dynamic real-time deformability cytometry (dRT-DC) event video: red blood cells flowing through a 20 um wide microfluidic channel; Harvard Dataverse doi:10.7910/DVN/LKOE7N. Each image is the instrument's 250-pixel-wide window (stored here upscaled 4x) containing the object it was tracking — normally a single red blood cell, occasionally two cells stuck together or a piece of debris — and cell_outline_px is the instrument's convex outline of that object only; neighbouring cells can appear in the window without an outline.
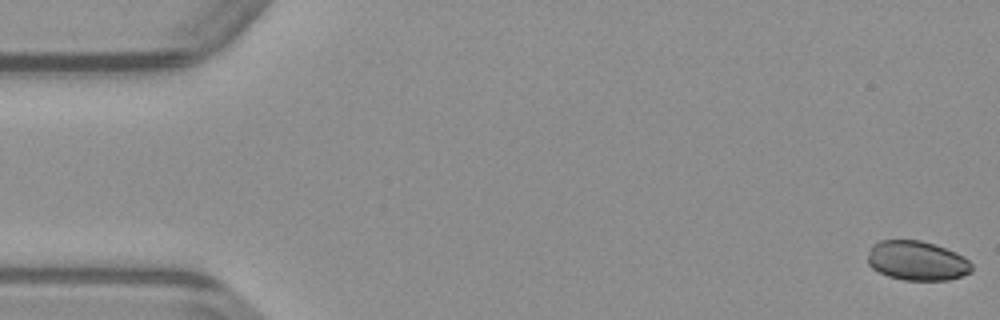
{"species": "common noctule bat (a hibernating species)", "species_latin": "Nyctalus noctula", "temperature_condition": "warm", "stored_images_in_passage": 49, "camera_frame_rate_fps": 3000, "um_per_image_px": 0.085, "animal": {"sex": "male", "body_mass_g": 23.1, "forearm_length_mm": 52.7}, "frame": {"image": 1, "passage_image": 1, "time_ms": 0.0, "image_size_px": [1000, 320], "cell_outline_px": [[972, 272], [948, 280], [904, 280], [888, 276], [872, 268], [868, 264], [868, 252], [872, 244], [880, 240], [920, 240], [956, 252], [964, 256], [972, 264]], "centroid_in_image_um": [77.93, 22.16], "position_along_channel_um": 7.1, "area_um2": 23.93}}
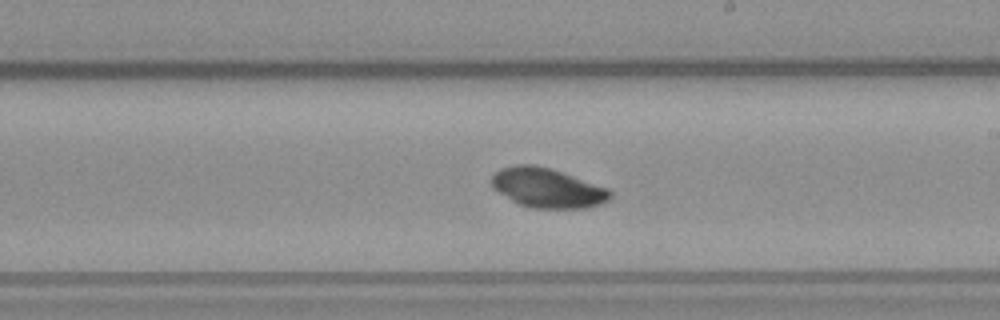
{"frame": {"image": 2, "passage_image": 28, "time_ms": 9.0, "image_size_px": [1000, 320], "cell_outline_px": [[612, 196], [608, 200], [600, 204], [584, 208], [532, 208], [520, 204], [512, 200], [492, 188], [492, 176], [500, 168], [516, 164], [536, 164], [608, 188], [612, 192]], "centroid_in_image_um": [46.51, 15.97], "position_along_channel_um": 242.5, "area_um2": 27.05}}
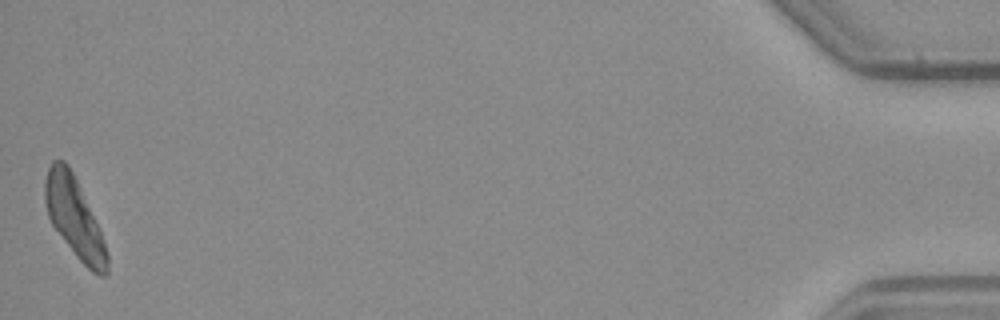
{"frame": {"image": 3, "passage_image": 49, "time_ms": 16.0, "image_size_px": [1000, 320], "cell_outline_px": [[108, 272], [104, 276], [100, 276], [92, 272], [76, 256], [52, 224], [48, 216], [44, 200], [44, 184], [48, 168], [52, 160], [64, 160], [68, 164], [80, 188], [104, 240], [108, 256]], "centroid_in_image_um": [6.31, 18.49], "position_along_channel_um": 428.9, "area_um2": 28.32}}